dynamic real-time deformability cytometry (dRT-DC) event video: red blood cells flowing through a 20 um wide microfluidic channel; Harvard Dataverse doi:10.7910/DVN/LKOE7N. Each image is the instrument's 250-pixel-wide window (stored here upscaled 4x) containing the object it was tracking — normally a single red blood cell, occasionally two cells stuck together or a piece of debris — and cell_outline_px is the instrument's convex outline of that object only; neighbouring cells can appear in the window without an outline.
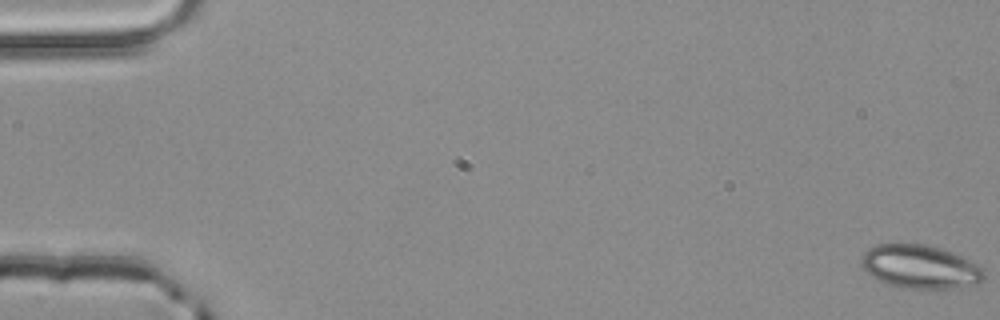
{"species": "common noctule bat (a hibernating species)", "species_latin": "Nyctalus noctula", "temperature_condition": "room temperature", "stored_images_in_passage": 15, "camera_frame_rate_fps": 3000, "um_per_image_px": 0.085, "animal": {"sex": "male", "body_mass_g": 20.4}, "frame": {"image": 1, "passage_image": 1, "time_ms": 0.0, "image_size_px": [1000, 320], "cell_outline_px": [[984, 280], [976, 284], [960, 288], [900, 288], [888, 284], [872, 276], [860, 264], [860, 256], [868, 248], [876, 244], [924, 244], [960, 256], [984, 268]], "centroid_in_image_um": [78.19, 22.68], "position_along_channel_um": 6.8, "area_um2": 30.92}}